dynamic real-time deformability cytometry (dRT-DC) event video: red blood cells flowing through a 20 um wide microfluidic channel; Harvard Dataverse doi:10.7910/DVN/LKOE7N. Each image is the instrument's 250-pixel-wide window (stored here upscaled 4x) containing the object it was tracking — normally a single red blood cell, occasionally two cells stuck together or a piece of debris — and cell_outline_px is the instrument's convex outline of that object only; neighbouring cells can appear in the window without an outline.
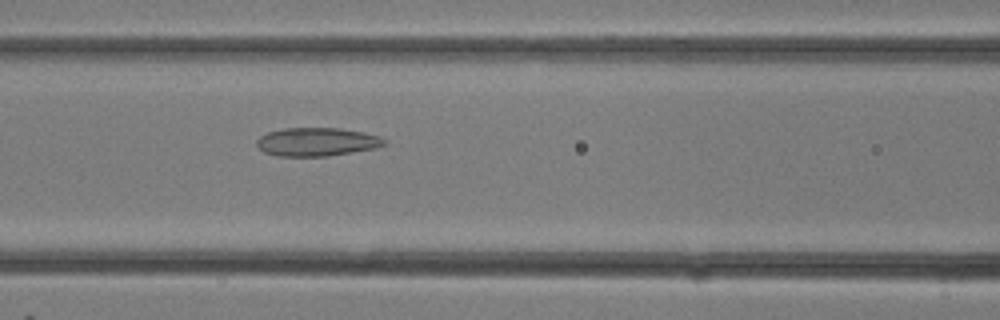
{"species": "common noctule bat (a hibernating species)", "species_latin": "Nyctalus noctula", "temperature_condition": "room temperature", "stored_images_in_passage": 6, "camera_frame_rate_fps": 3000, "um_per_image_px": 0.085, "animal": {"sex": "female"}, "frame": {"image": 1, "passage_image": 6, "time_ms": 1.667, "image_size_px": [1000, 320], "cell_outline_px": [[388, 144], [376, 148], [328, 156], [276, 156], [264, 152], [256, 144], [256, 140], [260, 136], [268, 132], [284, 128], [340, 128], [364, 132], [380, 136], [388, 140]], "centroid_in_image_um": [26.97, 12.06], "position_along_channel_um": 139.6, "area_um2": 21.33}}